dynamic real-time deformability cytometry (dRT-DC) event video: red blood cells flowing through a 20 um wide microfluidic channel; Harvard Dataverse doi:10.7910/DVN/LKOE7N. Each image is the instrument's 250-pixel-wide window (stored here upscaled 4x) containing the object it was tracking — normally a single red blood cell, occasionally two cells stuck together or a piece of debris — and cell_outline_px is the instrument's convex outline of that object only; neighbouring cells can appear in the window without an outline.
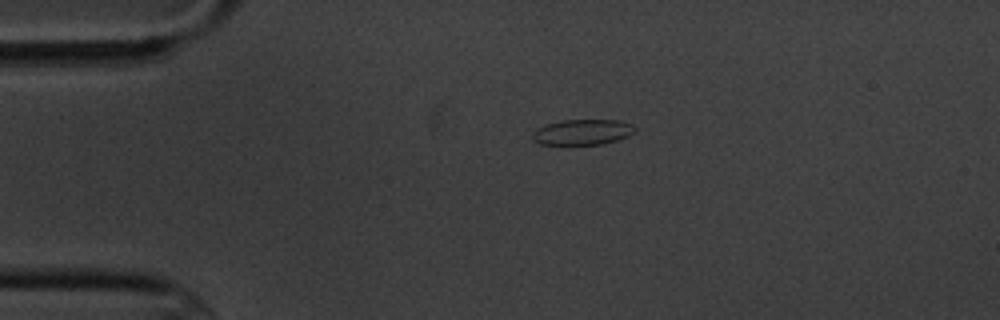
{"species": "common noctule bat (a hibernating species)", "species_latin": "Nyctalus noctula", "temperature_condition": "cold", "stored_images_in_passage": 6, "segment_of_instrument_passage": [2, 2], "camera_frame_rate_fps": 3000, "um_per_image_px": 0.085, "animal": {"sex": "male", "body_mass_g": 20.1, "forearm_length_mm": 53.5}, "frame": {"image": 1, "passage_image": 6, "time_ms": 5.667, "image_size_px": [1000, 320], "cell_outline_px": [[636, 132], [628, 136], [604, 144], [540, 144], [532, 140], [532, 132], [536, 128], [548, 124], [564, 120], [620, 120], [632, 124], [636, 128]], "centroid_in_image_um": [49.53, 11.22], "position_along_channel_um": 35.5, "area_um2": 15.26}}